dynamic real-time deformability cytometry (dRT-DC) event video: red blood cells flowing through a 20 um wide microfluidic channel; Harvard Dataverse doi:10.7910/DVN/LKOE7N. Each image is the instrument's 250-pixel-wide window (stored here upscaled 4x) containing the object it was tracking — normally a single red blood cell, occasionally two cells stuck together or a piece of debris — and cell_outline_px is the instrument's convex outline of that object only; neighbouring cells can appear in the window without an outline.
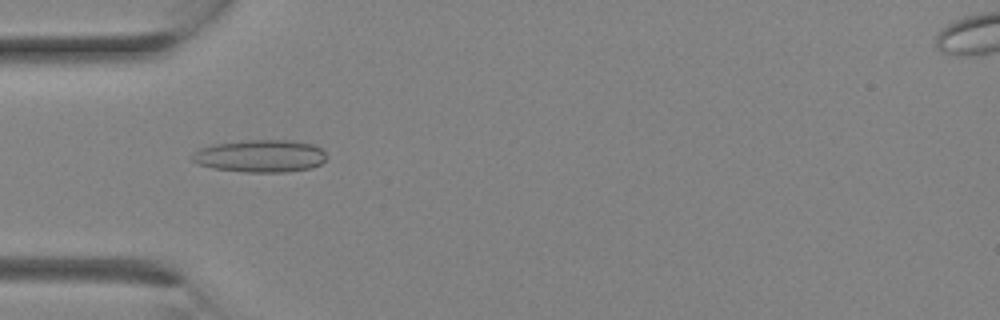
{"species": "Egyptian fruit bat (a non-hibernating species)", "species_latin": "Rousettus aegyptiacus", "temperature_condition": "room temperature", "stored_images_in_passage": 10, "camera_frame_rate_fps": 3000, "um_per_image_px": 0.085, "animal": {"sex": "female"}, "frame": {"image": 1, "passage_image": 7, "time_ms": 2.0, "image_size_px": [1000, 320], "cell_outline_px": [[328, 156], [320, 164], [312, 168], [288, 172], [244, 172], [212, 168], [200, 164], [192, 160], [192, 156], [200, 148], [212, 144], [248, 140], [292, 140], [316, 144]], "centroid_in_image_um": [22.18, 13.26], "position_along_channel_um": 62.8, "area_um2": 25.55}}
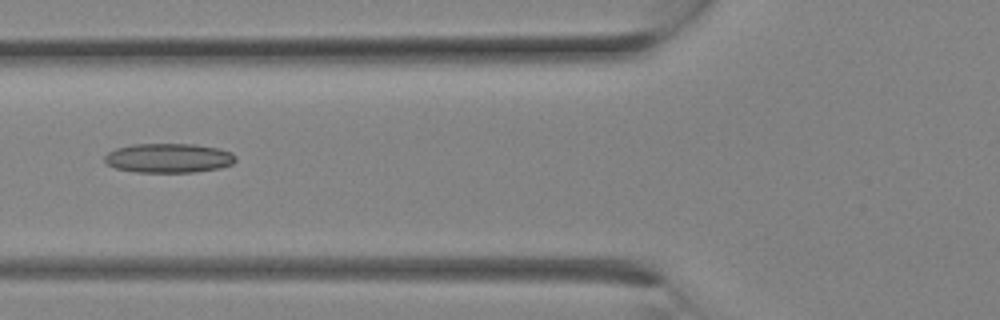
{"frame": {"image": 2, "passage_image": 9, "time_ms": 2.667, "image_size_px": [1000, 320], "cell_outline_px": [[236, 160], [232, 164], [220, 168], [196, 172], [136, 172], [116, 168], [108, 164], [104, 160], [104, 156], [108, 152], [116, 148], [132, 144], [196, 144], [220, 148], [232, 152], [236, 156]], "centroid_in_image_um": [14.36, 13.43], "position_along_channel_um": 111.4, "area_um2": 22.6}}